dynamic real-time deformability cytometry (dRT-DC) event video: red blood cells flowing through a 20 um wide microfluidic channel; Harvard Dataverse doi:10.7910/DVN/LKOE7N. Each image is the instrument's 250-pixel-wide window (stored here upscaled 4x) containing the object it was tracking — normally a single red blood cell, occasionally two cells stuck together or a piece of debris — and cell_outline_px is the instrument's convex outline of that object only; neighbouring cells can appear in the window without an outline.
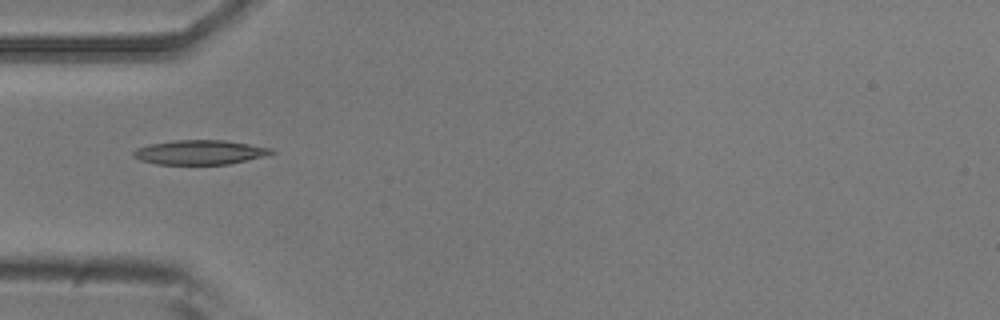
{"species": "common noctule bat (a hibernating species)", "species_latin": "Nyctalus noctula", "temperature_condition": "room temperature", "stored_images_in_passage": 8, "camera_frame_rate_fps": 3000, "um_per_image_px": 0.085, "animal": {"sex": "male", "body_mass_g": 20.5, "forearm_length_mm": 52.5}, "frame": {"image": 1, "passage_image": 5, "time_ms": 1.333, "image_size_px": [1000, 320], "cell_outline_px": [[276, 152], [264, 156], [228, 164], [156, 164], [140, 160], [132, 156], [132, 152], [136, 148], [152, 144], [176, 140], [224, 140], [272, 148]], "centroid_in_image_um": [16.97, 12.94], "position_along_channel_um": 68.0, "area_um2": 19.48}}
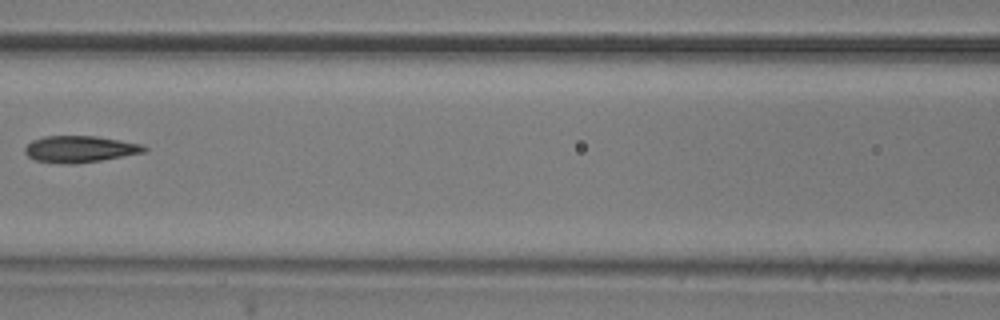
{"frame": {"image": 2, "passage_image": 7, "time_ms": 2.0, "image_size_px": [1000, 320], "cell_outline_px": [[148, 148], [144, 152], [100, 160], [76, 164], [64, 164], [36, 160], [28, 156], [24, 152], [24, 148], [32, 140], [44, 136], [96, 136], [144, 144]], "centroid_in_image_um": [6.78, 12.67], "position_along_channel_um": 159.8, "area_um2": 18.44}}
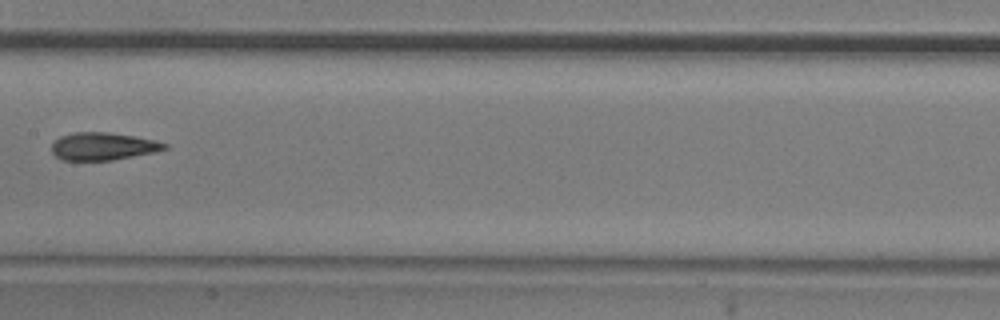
{"frame": {"image": 3, "passage_image": 8, "time_ms": 2.333, "image_size_px": [1000, 320], "cell_outline_px": [[168, 148], [152, 152], [112, 160], [64, 160], [56, 156], [52, 152], [52, 144], [60, 136], [76, 132], [108, 132], [136, 136], [156, 140], [168, 144]], "centroid_in_image_um": [8.76, 12.42], "position_along_channel_um": 198.6, "area_um2": 18.03}}